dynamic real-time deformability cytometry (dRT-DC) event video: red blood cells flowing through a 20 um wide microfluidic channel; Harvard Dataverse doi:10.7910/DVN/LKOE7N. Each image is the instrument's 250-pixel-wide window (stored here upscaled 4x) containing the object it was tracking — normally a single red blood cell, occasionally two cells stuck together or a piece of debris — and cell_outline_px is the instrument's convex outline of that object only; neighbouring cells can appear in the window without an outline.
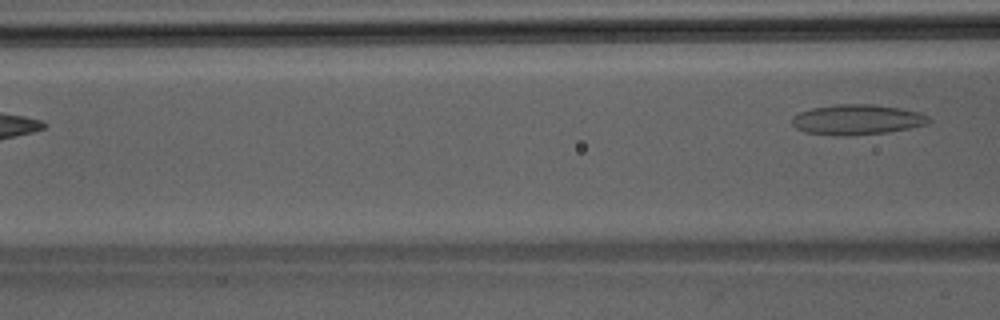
{"species": "Egyptian fruit bat (a non-hibernating species)", "species_latin": "Rousettus aegyptiacus", "temperature_condition": "room temperature", "stored_images_in_passage": 4, "camera_frame_rate_fps": 3000, "um_per_image_px": 0.085, "animal": {"sex": "male"}, "frame": {"image": 1, "passage_image": 4, "time_ms": 1.0, "image_size_px": [1000, 320], "cell_outline_px": [[932, 120], [928, 124], [888, 132], [844, 136], [832, 136], [804, 132], [796, 128], [792, 124], [792, 116], [800, 112], [812, 108], [836, 104], [872, 104], [900, 108], [920, 112], [928, 116]], "centroid_in_image_um": [72.84, 10.17], "position_along_channel_um": 93.8, "area_um2": 24.28}}